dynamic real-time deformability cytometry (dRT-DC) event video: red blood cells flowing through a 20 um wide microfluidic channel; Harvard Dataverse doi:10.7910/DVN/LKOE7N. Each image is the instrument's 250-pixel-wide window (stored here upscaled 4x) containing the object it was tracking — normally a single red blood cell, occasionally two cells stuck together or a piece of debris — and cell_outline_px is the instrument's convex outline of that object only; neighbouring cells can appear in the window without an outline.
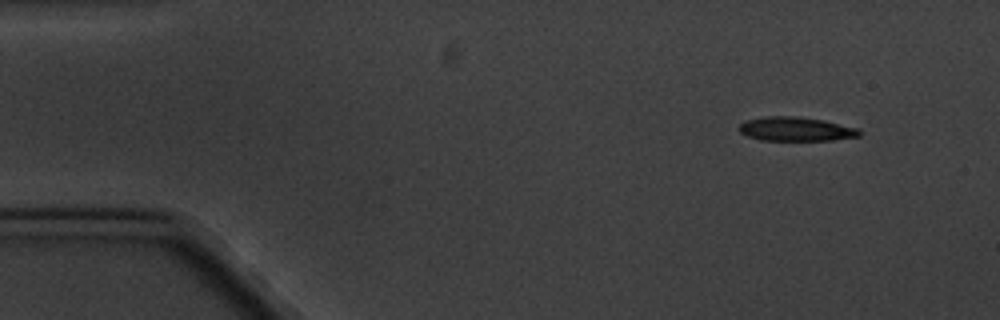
{"species": "common noctule bat (a hibernating species)", "species_latin": "Nyctalus noctula", "temperature_condition": "cold", "stored_images_in_passage": 4, "camera_frame_rate_fps": 3000, "um_per_image_px": 0.085, "animal": {"sex": "male", "body_mass_g": 20.1, "forearm_length_mm": 53.5}, "frame": {"image": 1, "passage_image": 1, "time_ms": 0.0, "image_size_px": [1000, 320], "cell_outline_px": [[860, 136], [832, 140], [760, 140], [748, 136], [740, 132], [736, 128], [744, 120], [768, 116], [796, 116], [820, 120], [860, 128]], "centroid_in_image_um": [67.61, 10.97], "position_along_channel_um": 17.4, "area_um2": 16.82}}
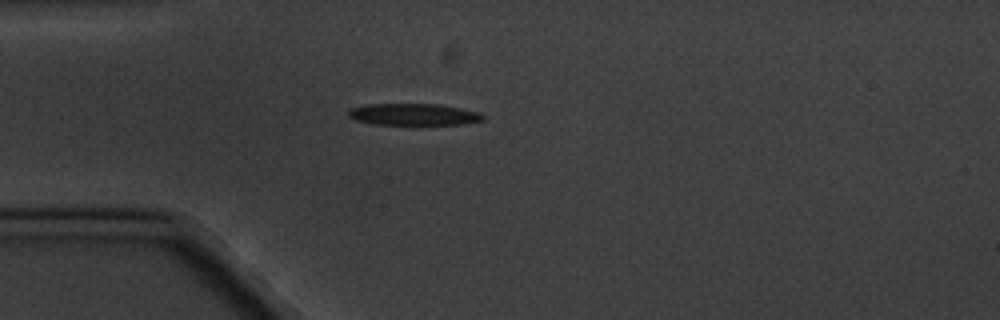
{"frame": {"image": 2, "passage_image": 4, "time_ms": 3.333, "image_size_px": [1000, 320], "cell_outline_px": [[484, 120], [460, 124], [416, 128], [376, 124], [356, 120], [348, 116], [348, 112], [352, 108], [368, 104], [436, 104], [460, 108], [480, 112], [484, 116]], "centroid_in_image_um": [35.19, 9.78], "position_along_channel_um": 49.8, "area_um2": 17.98}}